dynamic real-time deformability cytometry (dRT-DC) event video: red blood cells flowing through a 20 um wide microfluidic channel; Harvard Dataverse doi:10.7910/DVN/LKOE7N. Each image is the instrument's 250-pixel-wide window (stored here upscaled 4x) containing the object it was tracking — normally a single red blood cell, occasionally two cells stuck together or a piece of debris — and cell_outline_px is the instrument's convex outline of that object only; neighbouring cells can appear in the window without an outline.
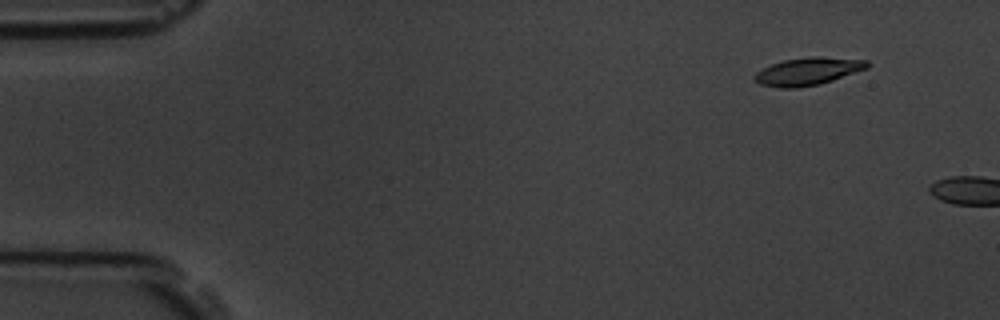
{"species": "common noctule bat (a hibernating species)", "species_latin": "Nyctalus noctula", "temperature_condition": "room temperature", "stored_images_in_passage": 2, "camera_frame_rate_fps": 3000, "um_per_image_px": 0.085, "animal": {"sex": "male", "body_mass_g": 19.5, "forearm_length_mm": 54.6}, "frame": {"image": 1, "passage_image": 1, "time_ms": 0.0, "image_size_px": [1000, 320], "cell_outline_px": [[872, 64], [868, 68], [820, 84], [796, 88], [780, 88], [760, 84], [752, 76], [756, 72], [772, 64], [784, 60], [812, 56], [820, 56], [868, 60]], "centroid_in_image_um": [68.71, 6.06], "position_along_channel_um": 16.3, "area_um2": 18.15}}